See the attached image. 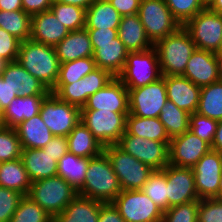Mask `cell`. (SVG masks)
<instances>
[{"mask_svg": "<svg viewBox=\"0 0 222 222\" xmlns=\"http://www.w3.org/2000/svg\"><path fill=\"white\" fill-rule=\"evenodd\" d=\"M21 159L31 182L57 175V162L42 149H22Z\"/></svg>", "mask_w": 222, "mask_h": 222, "instance_id": "cell-28", "label": "cell"}, {"mask_svg": "<svg viewBox=\"0 0 222 222\" xmlns=\"http://www.w3.org/2000/svg\"><path fill=\"white\" fill-rule=\"evenodd\" d=\"M121 15L108 0H95L86 10V27L118 29Z\"/></svg>", "mask_w": 222, "mask_h": 222, "instance_id": "cell-32", "label": "cell"}, {"mask_svg": "<svg viewBox=\"0 0 222 222\" xmlns=\"http://www.w3.org/2000/svg\"><path fill=\"white\" fill-rule=\"evenodd\" d=\"M9 222H53V217L27 195L20 200Z\"/></svg>", "mask_w": 222, "mask_h": 222, "instance_id": "cell-40", "label": "cell"}, {"mask_svg": "<svg viewBox=\"0 0 222 222\" xmlns=\"http://www.w3.org/2000/svg\"><path fill=\"white\" fill-rule=\"evenodd\" d=\"M1 77L19 92V96H47L51 92L39 79L24 69L17 60L7 62Z\"/></svg>", "mask_w": 222, "mask_h": 222, "instance_id": "cell-21", "label": "cell"}, {"mask_svg": "<svg viewBox=\"0 0 222 222\" xmlns=\"http://www.w3.org/2000/svg\"><path fill=\"white\" fill-rule=\"evenodd\" d=\"M196 113L218 122L222 120V80L201 87Z\"/></svg>", "mask_w": 222, "mask_h": 222, "instance_id": "cell-34", "label": "cell"}, {"mask_svg": "<svg viewBox=\"0 0 222 222\" xmlns=\"http://www.w3.org/2000/svg\"><path fill=\"white\" fill-rule=\"evenodd\" d=\"M218 121L202 116L196 112L190 114L189 130L201 140L212 146Z\"/></svg>", "mask_w": 222, "mask_h": 222, "instance_id": "cell-44", "label": "cell"}, {"mask_svg": "<svg viewBox=\"0 0 222 222\" xmlns=\"http://www.w3.org/2000/svg\"><path fill=\"white\" fill-rule=\"evenodd\" d=\"M165 80L167 100L189 114L197 111L200 86L195 85L184 76H162Z\"/></svg>", "mask_w": 222, "mask_h": 222, "instance_id": "cell-20", "label": "cell"}, {"mask_svg": "<svg viewBox=\"0 0 222 222\" xmlns=\"http://www.w3.org/2000/svg\"><path fill=\"white\" fill-rule=\"evenodd\" d=\"M96 68L93 56L60 63L59 75L55 84L75 83Z\"/></svg>", "mask_w": 222, "mask_h": 222, "instance_id": "cell-37", "label": "cell"}, {"mask_svg": "<svg viewBox=\"0 0 222 222\" xmlns=\"http://www.w3.org/2000/svg\"><path fill=\"white\" fill-rule=\"evenodd\" d=\"M104 152L111 162L122 190L142 189L154 171L148 165L124 152L117 145L104 146Z\"/></svg>", "mask_w": 222, "mask_h": 222, "instance_id": "cell-6", "label": "cell"}, {"mask_svg": "<svg viewBox=\"0 0 222 222\" xmlns=\"http://www.w3.org/2000/svg\"><path fill=\"white\" fill-rule=\"evenodd\" d=\"M163 211L167 210V178L166 167L154 170L141 189Z\"/></svg>", "mask_w": 222, "mask_h": 222, "instance_id": "cell-39", "label": "cell"}, {"mask_svg": "<svg viewBox=\"0 0 222 222\" xmlns=\"http://www.w3.org/2000/svg\"><path fill=\"white\" fill-rule=\"evenodd\" d=\"M96 67L109 71L117 77L123 70L128 50L117 36L114 42L91 43Z\"/></svg>", "mask_w": 222, "mask_h": 222, "instance_id": "cell-22", "label": "cell"}, {"mask_svg": "<svg viewBox=\"0 0 222 222\" xmlns=\"http://www.w3.org/2000/svg\"><path fill=\"white\" fill-rule=\"evenodd\" d=\"M154 48L157 50L162 76H181L196 45L189 32L181 26L173 34L158 41Z\"/></svg>", "mask_w": 222, "mask_h": 222, "instance_id": "cell-3", "label": "cell"}, {"mask_svg": "<svg viewBox=\"0 0 222 222\" xmlns=\"http://www.w3.org/2000/svg\"><path fill=\"white\" fill-rule=\"evenodd\" d=\"M209 9L213 12L222 14V0H215Z\"/></svg>", "mask_w": 222, "mask_h": 222, "instance_id": "cell-59", "label": "cell"}, {"mask_svg": "<svg viewBox=\"0 0 222 222\" xmlns=\"http://www.w3.org/2000/svg\"><path fill=\"white\" fill-rule=\"evenodd\" d=\"M39 114L54 136L67 137L81 121L80 108L59 99L51 92L44 98Z\"/></svg>", "mask_w": 222, "mask_h": 222, "instance_id": "cell-10", "label": "cell"}, {"mask_svg": "<svg viewBox=\"0 0 222 222\" xmlns=\"http://www.w3.org/2000/svg\"><path fill=\"white\" fill-rule=\"evenodd\" d=\"M167 210L176 205L200 200L195 188L192 168L166 166Z\"/></svg>", "mask_w": 222, "mask_h": 222, "instance_id": "cell-16", "label": "cell"}, {"mask_svg": "<svg viewBox=\"0 0 222 222\" xmlns=\"http://www.w3.org/2000/svg\"><path fill=\"white\" fill-rule=\"evenodd\" d=\"M106 110H81V122L103 145H116L126 132V116Z\"/></svg>", "mask_w": 222, "mask_h": 222, "instance_id": "cell-8", "label": "cell"}, {"mask_svg": "<svg viewBox=\"0 0 222 222\" xmlns=\"http://www.w3.org/2000/svg\"><path fill=\"white\" fill-rule=\"evenodd\" d=\"M197 220L198 222H222V200L200 199Z\"/></svg>", "mask_w": 222, "mask_h": 222, "instance_id": "cell-47", "label": "cell"}, {"mask_svg": "<svg viewBox=\"0 0 222 222\" xmlns=\"http://www.w3.org/2000/svg\"><path fill=\"white\" fill-rule=\"evenodd\" d=\"M126 131L133 136L157 142H170L164 125L157 118H142L132 114L126 116Z\"/></svg>", "mask_w": 222, "mask_h": 222, "instance_id": "cell-31", "label": "cell"}, {"mask_svg": "<svg viewBox=\"0 0 222 222\" xmlns=\"http://www.w3.org/2000/svg\"><path fill=\"white\" fill-rule=\"evenodd\" d=\"M21 41L0 28V58L7 62L16 61Z\"/></svg>", "mask_w": 222, "mask_h": 222, "instance_id": "cell-49", "label": "cell"}, {"mask_svg": "<svg viewBox=\"0 0 222 222\" xmlns=\"http://www.w3.org/2000/svg\"><path fill=\"white\" fill-rule=\"evenodd\" d=\"M22 149H41L54 137L40 114L24 120L15 127Z\"/></svg>", "mask_w": 222, "mask_h": 222, "instance_id": "cell-26", "label": "cell"}, {"mask_svg": "<svg viewBox=\"0 0 222 222\" xmlns=\"http://www.w3.org/2000/svg\"><path fill=\"white\" fill-rule=\"evenodd\" d=\"M46 96H17L1 112L2 122L6 127L15 128L24 120H29L40 113L41 104Z\"/></svg>", "mask_w": 222, "mask_h": 222, "instance_id": "cell-25", "label": "cell"}, {"mask_svg": "<svg viewBox=\"0 0 222 222\" xmlns=\"http://www.w3.org/2000/svg\"><path fill=\"white\" fill-rule=\"evenodd\" d=\"M182 76L200 87L220 81L216 54L196 48L190 56Z\"/></svg>", "mask_w": 222, "mask_h": 222, "instance_id": "cell-18", "label": "cell"}, {"mask_svg": "<svg viewBox=\"0 0 222 222\" xmlns=\"http://www.w3.org/2000/svg\"><path fill=\"white\" fill-rule=\"evenodd\" d=\"M63 4H72L74 6L88 9L95 0H54Z\"/></svg>", "mask_w": 222, "mask_h": 222, "instance_id": "cell-58", "label": "cell"}, {"mask_svg": "<svg viewBox=\"0 0 222 222\" xmlns=\"http://www.w3.org/2000/svg\"><path fill=\"white\" fill-rule=\"evenodd\" d=\"M0 28L10 33L21 42L30 39L31 16L24 10H0Z\"/></svg>", "mask_w": 222, "mask_h": 222, "instance_id": "cell-36", "label": "cell"}, {"mask_svg": "<svg viewBox=\"0 0 222 222\" xmlns=\"http://www.w3.org/2000/svg\"><path fill=\"white\" fill-rule=\"evenodd\" d=\"M159 120L164 125L170 139L189 130L190 114L178 108L172 101H166L165 106L161 109Z\"/></svg>", "mask_w": 222, "mask_h": 222, "instance_id": "cell-35", "label": "cell"}, {"mask_svg": "<svg viewBox=\"0 0 222 222\" xmlns=\"http://www.w3.org/2000/svg\"><path fill=\"white\" fill-rule=\"evenodd\" d=\"M4 125H3V122H2V114H1V112H0V129L3 127Z\"/></svg>", "mask_w": 222, "mask_h": 222, "instance_id": "cell-64", "label": "cell"}, {"mask_svg": "<svg viewBox=\"0 0 222 222\" xmlns=\"http://www.w3.org/2000/svg\"><path fill=\"white\" fill-rule=\"evenodd\" d=\"M55 51L60 63L74 61L78 58H87L94 54L86 28L70 31L55 46Z\"/></svg>", "mask_w": 222, "mask_h": 222, "instance_id": "cell-23", "label": "cell"}, {"mask_svg": "<svg viewBox=\"0 0 222 222\" xmlns=\"http://www.w3.org/2000/svg\"><path fill=\"white\" fill-rule=\"evenodd\" d=\"M78 195L66 180L56 175L31 182L28 196L53 218Z\"/></svg>", "mask_w": 222, "mask_h": 222, "instance_id": "cell-4", "label": "cell"}, {"mask_svg": "<svg viewBox=\"0 0 222 222\" xmlns=\"http://www.w3.org/2000/svg\"><path fill=\"white\" fill-rule=\"evenodd\" d=\"M121 191L118 177L107 154L103 151L98 156L89 158L85 183L78 195L103 203H112Z\"/></svg>", "mask_w": 222, "mask_h": 222, "instance_id": "cell-2", "label": "cell"}, {"mask_svg": "<svg viewBox=\"0 0 222 222\" xmlns=\"http://www.w3.org/2000/svg\"><path fill=\"white\" fill-rule=\"evenodd\" d=\"M118 37L129 52L144 51L154 47L146 35L138 14L121 17Z\"/></svg>", "mask_w": 222, "mask_h": 222, "instance_id": "cell-24", "label": "cell"}, {"mask_svg": "<svg viewBox=\"0 0 222 222\" xmlns=\"http://www.w3.org/2000/svg\"><path fill=\"white\" fill-rule=\"evenodd\" d=\"M211 149L222 153V120L218 122Z\"/></svg>", "mask_w": 222, "mask_h": 222, "instance_id": "cell-57", "label": "cell"}, {"mask_svg": "<svg viewBox=\"0 0 222 222\" xmlns=\"http://www.w3.org/2000/svg\"><path fill=\"white\" fill-rule=\"evenodd\" d=\"M127 89H136L162 77L157 50L128 52L122 72L117 76Z\"/></svg>", "mask_w": 222, "mask_h": 222, "instance_id": "cell-5", "label": "cell"}, {"mask_svg": "<svg viewBox=\"0 0 222 222\" xmlns=\"http://www.w3.org/2000/svg\"><path fill=\"white\" fill-rule=\"evenodd\" d=\"M138 16L153 45L181 27L165 0H141Z\"/></svg>", "mask_w": 222, "mask_h": 222, "instance_id": "cell-7", "label": "cell"}, {"mask_svg": "<svg viewBox=\"0 0 222 222\" xmlns=\"http://www.w3.org/2000/svg\"><path fill=\"white\" fill-rule=\"evenodd\" d=\"M50 10L69 31L86 27V9L52 0Z\"/></svg>", "mask_w": 222, "mask_h": 222, "instance_id": "cell-38", "label": "cell"}, {"mask_svg": "<svg viewBox=\"0 0 222 222\" xmlns=\"http://www.w3.org/2000/svg\"><path fill=\"white\" fill-rule=\"evenodd\" d=\"M192 169L199 199L217 198L222 174V153L210 149Z\"/></svg>", "mask_w": 222, "mask_h": 222, "instance_id": "cell-14", "label": "cell"}, {"mask_svg": "<svg viewBox=\"0 0 222 222\" xmlns=\"http://www.w3.org/2000/svg\"><path fill=\"white\" fill-rule=\"evenodd\" d=\"M81 110H106L129 113V92L123 82L114 77L106 86L90 95Z\"/></svg>", "mask_w": 222, "mask_h": 222, "instance_id": "cell-17", "label": "cell"}, {"mask_svg": "<svg viewBox=\"0 0 222 222\" xmlns=\"http://www.w3.org/2000/svg\"><path fill=\"white\" fill-rule=\"evenodd\" d=\"M217 199L222 200V174H221V178H220V183H219V195H218Z\"/></svg>", "mask_w": 222, "mask_h": 222, "instance_id": "cell-63", "label": "cell"}, {"mask_svg": "<svg viewBox=\"0 0 222 222\" xmlns=\"http://www.w3.org/2000/svg\"><path fill=\"white\" fill-rule=\"evenodd\" d=\"M50 91L59 99L80 109L86 104V86L84 77L72 84H55Z\"/></svg>", "mask_w": 222, "mask_h": 222, "instance_id": "cell-41", "label": "cell"}, {"mask_svg": "<svg viewBox=\"0 0 222 222\" xmlns=\"http://www.w3.org/2000/svg\"><path fill=\"white\" fill-rule=\"evenodd\" d=\"M88 165L89 158L78 157L67 152L57 163V175L79 191L85 183Z\"/></svg>", "mask_w": 222, "mask_h": 222, "instance_id": "cell-33", "label": "cell"}, {"mask_svg": "<svg viewBox=\"0 0 222 222\" xmlns=\"http://www.w3.org/2000/svg\"><path fill=\"white\" fill-rule=\"evenodd\" d=\"M218 61V70H219V76L222 80V51H218L215 53Z\"/></svg>", "mask_w": 222, "mask_h": 222, "instance_id": "cell-60", "label": "cell"}, {"mask_svg": "<svg viewBox=\"0 0 222 222\" xmlns=\"http://www.w3.org/2000/svg\"><path fill=\"white\" fill-rule=\"evenodd\" d=\"M0 187L12 189L27 196L31 180L21 158L0 162Z\"/></svg>", "mask_w": 222, "mask_h": 222, "instance_id": "cell-30", "label": "cell"}, {"mask_svg": "<svg viewBox=\"0 0 222 222\" xmlns=\"http://www.w3.org/2000/svg\"><path fill=\"white\" fill-rule=\"evenodd\" d=\"M101 201L77 195L53 222H98Z\"/></svg>", "mask_w": 222, "mask_h": 222, "instance_id": "cell-27", "label": "cell"}, {"mask_svg": "<svg viewBox=\"0 0 222 222\" xmlns=\"http://www.w3.org/2000/svg\"><path fill=\"white\" fill-rule=\"evenodd\" d=\"M69 33L50 9L31 16L30 39L35 42L55 47Z\"/></svg>", "mask_w": 222, "mask_h": 222, "instance_id": "cell-19", "label": "cell"}, {"mask_svg": "<svg viewBox=\"0 0 222 222\" xmlns=\"http://www.w3.org/2000/svg\"><path fill=\"white\" fill-rule=\"evenodd\" d=\"M112 203L126 222H163L164 211L141 189L122 190Z\"/></svg>", "mask_w": 222, "mask_h": 222, "instance_id": "cell-9", "label": "cell"}, {"mask_svg": "<svg viewBox=\"0 0 222 222\" xmlns=\"http://www.w3.org/2000/svg\"><path fill=\"white\" fill-rule=\"evenodd\" d=\"M17 96H19V92L14 90L0 76V112H3Z\"/></svg>", "mask_w": 222, "mask_h": 222, "instance_id": "cell-54", "label": "cell"}, {"mask_svg": "<svg viewBox=\"0 0 222 222\" xmlns=\"http://www.w3.org/2000/svg\"><path fill=\"white\" fill-rule=\"evenodd\" d=\"M51 4L52 0H22L23 10L30 16L49 10Z\"/></svg>", "mask_w": 222, "mask_h": 222, "instance_id": "cell-55", "label": "cell"}, {"mask_svg": "<svg viewBox=\"0 0 222 222\" xmlns=\"http://www.w3.org/2000/svg\"><path fill=\"white\" fill-rule=\"evenodd\" d=\"M114 76L107 70L96 68L84 77L86 86V103L90 95L106 86Z\"/></svg>", "mask_w": 222, "mask_h": 222, "instance_id": "cell-48", "label": "cell"}, {"mask_svg": "<svg viewBox=\"0 0 222 222\" xmlns=\"http://www.w3.org/2000/svg\"><path fill=\"white\" fill-rule=\"evenodd\" d=\"M91 43H106L114 42V39L118 36V29H97V28H86Z\"/></svg>", "mask_w": 222, "mask_h": 222, "instance_id": "cell-51", "label": "cell"}, {"mask_svg": "<svg viewBox=\"0 0 222 222\" xmlns=\"http://www.w3.org/2000/svg\"><path fill=\"white\" fill-rule=\"evenodd\" d=\"M205 8H209L215 0H200Z\"/></svg>", "mask_w": 222, "mask_h": 222, "instance_id": "cell-61", "label": "cell"}, {"mask_svg": "<svg viewBox=\"0 0 222 222\" xmlns=\"http://www.w3.org/2000/svg\"><path fill=\"white\" fill-rule=\"evenodd\" d=\"M211 146L190 130L171 138L169 144V164L176 167L192 168Z\"/></svg>", "mask_w": 222, "mask_h": 222, "instance_id": "cell-15", "label": "cell"}, {"mask_svg": "<svg viewBox=\"0 0 222 222\" xmlns=\"http://www.w3.org/2000/svg\"><path fill=\"white\" fill-rule=\"evenodd\" d=\"M6 64H7V61H5L4 59L0 58V76L3 73Z\"/></svg>", "mask_w": 222, "mask_h": 222, "instance_id": "cell-62", "label": "cell"}, {"mask_svg": "<svg viewBox=\"0 0 222 222\" xmlns=\"http://www.w3.org/2000/svg\"><path fill=\"white\" fill-rule=\"evenodd\" d=\"M191 35L197 49L218 52L222 47V14L209 8L197 13L183 26Z\"/></svg>", "mask_w": 222, "mask_h": 222, "instance_id": "cell-11", "label": "cell"}, {"mask_svg": "<svg viewBox=\"0 0 222 222\" xmlns=\"http://www.w3.org/2000/svg\"><path fill=\"white\" fill-rule=\"evenodd\" d=\"M98 222H126L113 203H103L100 207Z\"/></svg>", "mask_w": 222, "mask_h": 222, "instance_id": "cell-53", "label": "cell"}, {"mask_svg": "<svg viewBox=\"0 0 222 222\" xmlns=\"http://www.w3.org/2000/svg\"><path fill=\"white\" fill-rule=\"evenodd\" d=\"M22 146L15 128L0 129V162L21 158Z\"/></svg>", "mask_w": 222, "mask_h": 222, "instance_id": "cell-42", "label": "cell"}, {"mask_svg": "<svg viewBox=\"0 0 222 222\" xmlns=\"http://www.w3.org/2000/svg\"><path fill=\"white\" fill-rule=\"evenodd\" d=\"M17 61L49 90L55 86L60 68L55 47L27 39L20 43Z\"/></svg>", "mask_w": 222, "mask_h": 222, "instance_id": "cell-1", "label": "cell"}, {"mask_svg": "<svg viewBox=\"0 0 222 222\" xmlns=\"http://www.w3.org/2000/svg\"><path fill=\"white\" fill-rule=\"evenodd\" d=\"M129 113L142 118H157L167 101L165 80H159L148 85L128 89Z\"/></svg>", "mask_w": 222, "mask_h": 222, "instance_id": "cell-13", "label": "cell"}, {"mask_svg": "<svg viewBox=\"0 0 222 222\" xmlns=\"http://www.w3.org/2000/svg\"><path fill=\"white\" fill-rule=\"evenodd\" d=\"M0 10L15 11L23 10L22 0H0Z\"/></svg>", "mask_w": 222, "mask_h": 222, "instance_id": "cell-56", "label": "cell"}, {"mask_svg": "<svg viewBox=\"0 0 222 222\" xmlns=\"http://www.w3.org/2000/svg\"><path fill=\"white\" fill-rule=\"evenodd\" d=\"M165 3L181 26L205 9L200 0H165Z\"/></svg>", "mask_w": 222, "mask_h": 222, "instance_id": "cell-43", "label": "cell"}, {"mask_svg": "<svg viewBox=\"0 0 222 222\" xmlns=\"http://www.w3.org/2000/svg\"><path fill=\"white\" fill-rule=\"evenodd\" d=\"M199 201L195 200L170 207L164 211L163 222H198Z\"/></svg>", "mask_w": 222, "mask_h": 222, "instance_id": "cell-45", "label": "cell"}, {"mask_svg": "<svg viewBox=\"0 0 222 222\" xmlns=\"http://www.w3.org/2000/svg\"><path fill=\"white\" fill-rule=\"evenodd\" d=\"M68 152L82 158H92L104 151V146L80 121L67 136Z\"/></svg>", "mask_w": 222, "mask_h": 222, "instance_id": "cell-29", "label": "cell"}, {"mask_svg": "<svg viewBox=\"0 0 222 222\" xmlns=\"http://www.w3.org/2000/svg\"><path fill=\"white\" fill-rule=\"evenodd\" d=\"M121 16L138 14L141 0H108Z\"/></svg>", "mask_w": 222, "mask_h": 222, "instance_id": "cell-52", "label": "cell"}, {"mask_svg": "<svg viewBox=\"0 0 222 222\" xmlns=\"http://www.w3.org/2000/svg\"><path fill=\"white\" fill-rule=\"evenodd\" d=\"M23 197L20 192L0 187V222L10 221Z\"/></svg>", "mask_w": 222, "mask_h": 222, "instance_id": "cell-46", "label": "cell"}, {"mask_svg": "<svg viewBox=\"0 0 222 222\" xmlns=\"http://www.w3.org/2000/svg\"><path fill=\"white\" fill-rule=\"evenodd\" d=\"M169 144L133 136L126 131L116 145L153 170H163L169 165Z\"/></svg>", "mask_w": 222, "mask_h": 222, "instance_id": "cell-12", "label": "cell"}, {"mask_svg": "<svg viewBox=\"0 0 222 222\" xmlns=\"http://www.w3.org/2000/svg\"><path fill=\"white\" fill-rule=\"evenodd\" d=\"M41 149L47 151L58 163L59 159L68 152L67 137L54 136L49 143Z\"/></svg>", "mask_w": 222, "mask_h": 222, "instance_id": "cell-50", "label": "cell"}]
</instances>
